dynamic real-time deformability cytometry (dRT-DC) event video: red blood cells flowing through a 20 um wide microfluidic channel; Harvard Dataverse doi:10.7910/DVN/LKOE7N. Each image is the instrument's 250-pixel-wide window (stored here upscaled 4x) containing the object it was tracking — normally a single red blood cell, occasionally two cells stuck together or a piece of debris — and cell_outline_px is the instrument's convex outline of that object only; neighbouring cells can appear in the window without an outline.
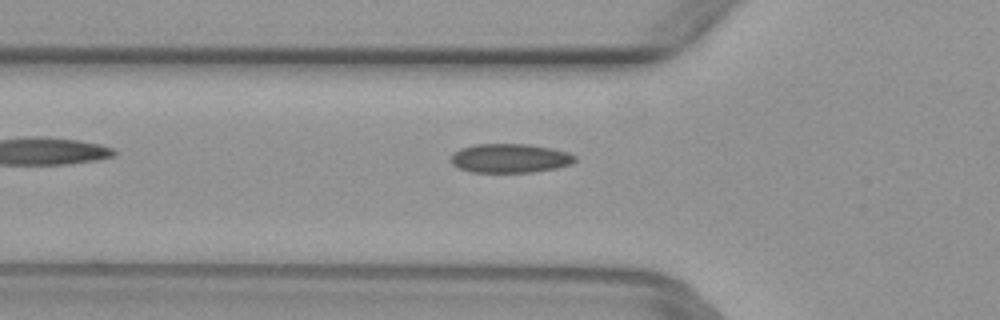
{"species": "common noctule bat (a hibernating species)", "species_latin": "Nyctalus noctula", "temperature_condition": "warm", "stored_images_in_passage": 36, "camera_frame_rate_fps": 3000, "um_per_image_px": 0.085, "animal": {"sex": "female", "body_mass_g": 29.2, "forearm_length_mm": 56.3}, "frame": {"image": 1, "passage_image": 3, "time_ms": 0.667, "image_size_px": [1000, 320], "cell_outline_px": [[576, 160], [572, 164], [556, 168], [532, 172], [472, 172], [460, 168], [452, 164], [448, 160], [452, 152], [460, 148], [472, 144], [528, 144], [552, 148], [568, 152], [576, 156]], "centroid_in_image_um": [43.31, 13.44], "position_along_channel_um": 82.5, "area_um2": 21.27}}
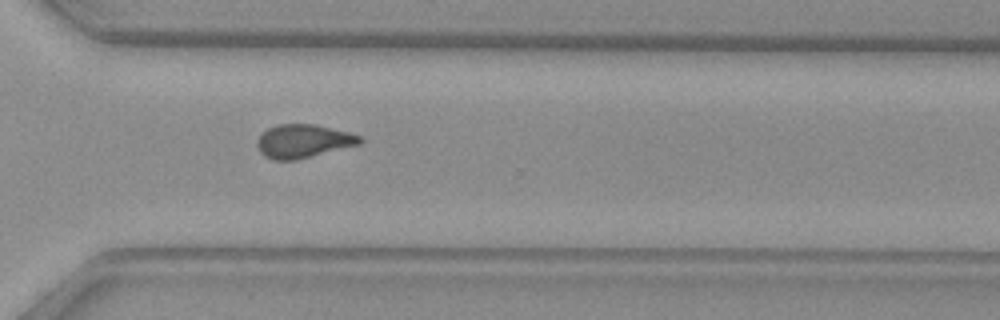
{"frame": {"image": 2, "passage_image": 22, "time_ms": 7.0, "image_size_px": [1000, 320], "cell_outline_px": [[364, 140], [360, 144], [296, 160], [276, 160], [264, 156], [260, 152], [256, 144], [256, 140], [268, 128], [280, 124], [316, 124], [348, 132], [360, 136]], "centroid_in_image_um": [25.77, 11.99], "position_along_channel_um": 344.8, "area_um2": 19.94}}
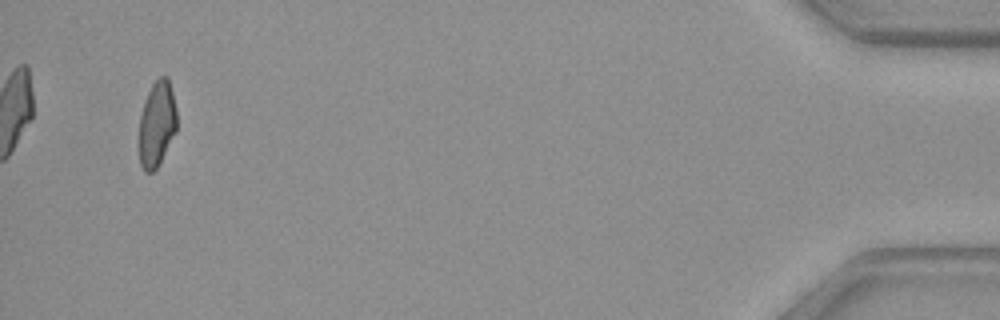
{"frame": {"image": 3, "passage_image": 34, "time_ms": 11.0, "image_size_px": [1000, 320], "cell_outline_px": [[176, 132], [156, 168], [152, 172], [144, 172], [140, 164], [136, 140], [140, 116], [144, 100], [152, 84], [160, 76], [168, 76], [176, 108]], "centroid_in_image_um": [13.28, 10.56], "position_along_channel_um": 421.9, "area_um2": 19.31}}